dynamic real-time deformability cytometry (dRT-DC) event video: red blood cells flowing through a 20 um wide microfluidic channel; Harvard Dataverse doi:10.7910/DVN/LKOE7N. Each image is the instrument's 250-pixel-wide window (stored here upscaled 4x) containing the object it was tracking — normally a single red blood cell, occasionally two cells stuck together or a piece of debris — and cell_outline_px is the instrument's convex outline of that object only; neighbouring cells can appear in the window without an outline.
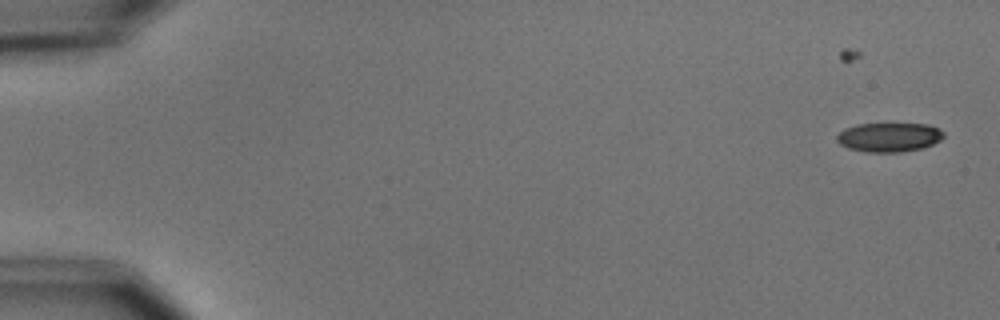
{"species": "common noctule bat (a hibernating species)", "species_latin": "Nyctalus noctula", "temperature_condition": "cold", "stored_images_in_passage": 7, "camera_frame_rate_fps": 3000, "um_per_image_px": 0.085, "animal": {"sex": "male", "body_mass_g": 15.6}, "frame": {"image": 1, "passage_image": 2, "time_ms": 1.333, "image_size_px": [1000, 320], "cell_outline_px": [[944, 136], [940, 140], [924, 148], [900, 152], [864, 152], [848, 148], [840, 144], [836, 140], [836, 136], [844, 128], [856, 124], [928, 124], [940, 128], [944, 132]], "centroid_in_image_um": [75.57, 11.66], "position_along_channel_um": 9.4, "area_um2": 18.32}}
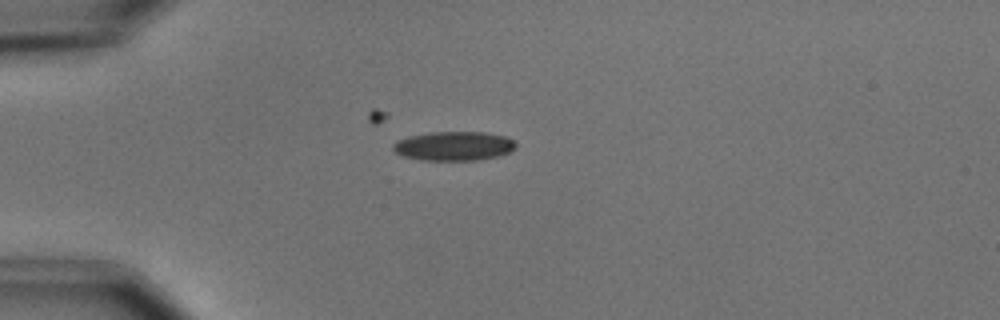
{"frame": {"image": 2, "passage_image": 5, "time_ms": 5.667, "image_size_px": [1000, 320], "cell_outline_px": [[516, 148], [508, 152], [496, 156], [476, 160], [420, 160], [404, 156], [396, 152], [392, 148], [392, 144], [396, 140], [408, 136], [432, 132], [484, 132], [508, 136], [516, 140]], "centroid_in_image_um": [38.59, 12.4], "position_along_channel_um": 46.4, "area_um2": 20.98}}
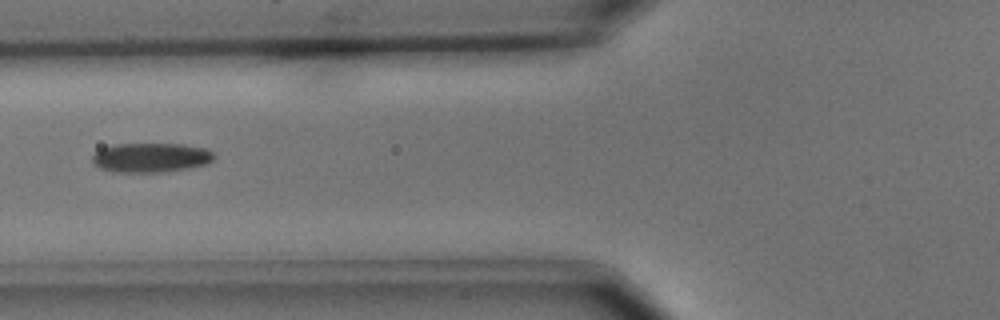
{"frame": {"image": 3, "passage_image": 7, "time_ms": 8.0, "image_size_px": [1000, 320], "cell_outline_px": [[216, 156], [208, 164], [188, 168], [160, 172], [112, 172], [100, 168], [92, 160], [92, 156], [100, 148], [116, 144], [180, 144], [204, 148], [212, 152]], "centroid_in_image_um": [12.82, 13.4], "position_along_channel_um": 113.0, "area_um2": 20.81}}